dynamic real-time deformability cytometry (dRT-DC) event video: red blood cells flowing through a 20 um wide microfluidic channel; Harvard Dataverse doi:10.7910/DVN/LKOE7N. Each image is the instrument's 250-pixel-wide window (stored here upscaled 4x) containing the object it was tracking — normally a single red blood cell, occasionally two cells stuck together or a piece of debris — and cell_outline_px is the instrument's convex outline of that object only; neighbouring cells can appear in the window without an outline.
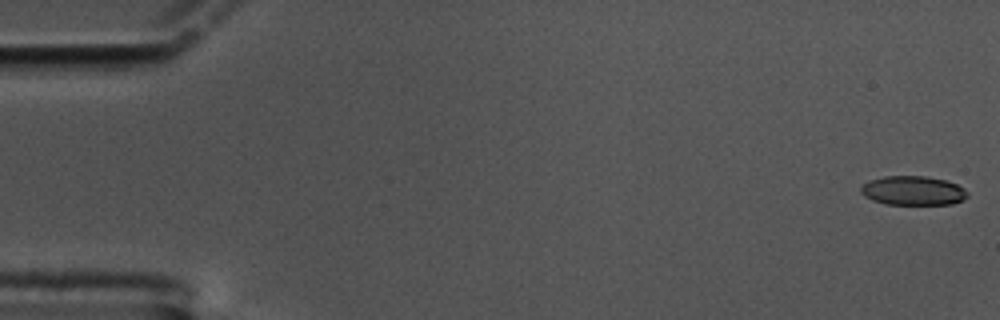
{"species": "common noctule bat (a hibernating species)", "species_latin": "Nyctalus noctula", "temperature_condition": "cold", "stored_images_in_passage": 60, "camera_frame_rate_fps": 3000, "um_per_image_px": 0.085, "animal": {"sex": "male", "body_mass_g": 17.5, "forearm_length_mm": 52.3}, "frame": {"image": 1, "passage_image": 1, "time_ms": 0.0, "image_size_px": [1000, 320], "cell_outline_px": [[968, 196], [964, 200], [952, 204], [884, 204], [872, 200], [864, 196], [860, 192], [860, 188], [868, 180], [884, 176], [924, 176], [944, 180], [956, 184], [964, 188], [968, 192]], "centroid_in_image_um": [77.6, 16.21], "position_along_channel_um": 7.4, "area_um2": 18.21}}
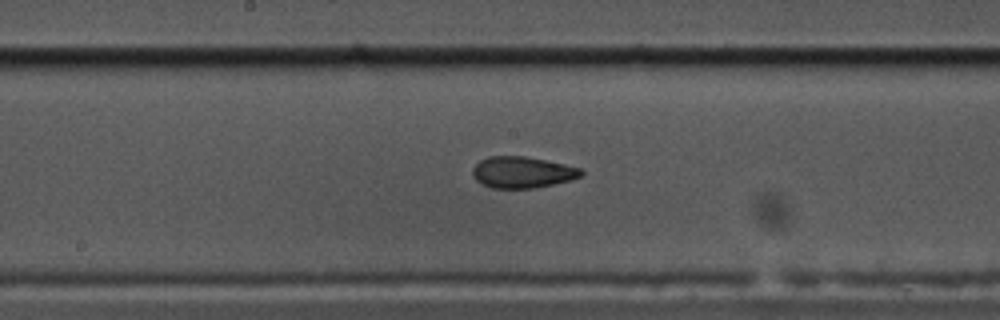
{"frame": {"image": 2, "passage_image": 31, "time_ms": 10.0, "image_size_px": [1000, 320], "cell_outline_px": [[584, 172], [580, 176], [572, 180], [536, 188], [492, 188], [476, 180], [472, 176], [472, 168], [480, 160], [488, 156], [524, 156], [564, 164], [580, 168]], "centroid_in_image_um": [44.38, 14.64], "position_along_channel_um": 203.8, "area_um2": 19.83}}
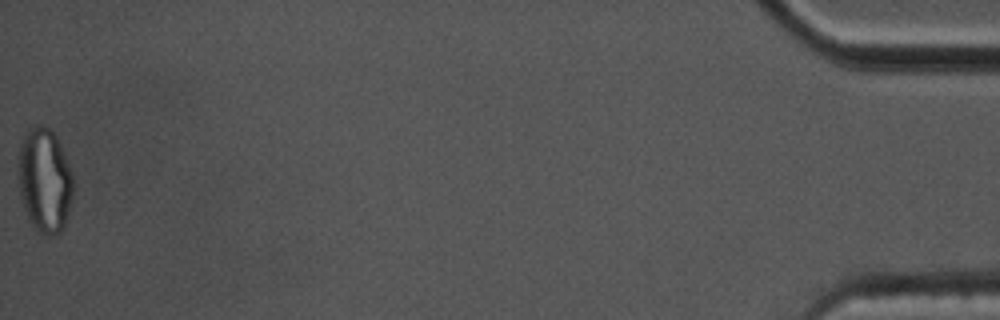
{"frame": {"image": 3, "passage_image": 60, "time_ms": 19.667, "image_size_px": [1000, 320], "cell_outline_px": [[72, 196], [64, 228], [56, 236], [44, 236], [36, 232], [20, 200], [16, 176], [20, 144], [28, 128], [36, 124], [40, 124], [48, 128], [56, 136], [64, 152], [72, 172]], "centroid_in_image_um": [3.76, 15.35], "position_along_channel_um": 431.4, "area_um2": 34.1}, "authors_computed_cell_mechanics": {"area_um2": 20.0566, "velocity_mm_per_s": 3.3848, "shape_relaxation_time_tau1_ms": null, "shape_relaxation_time_tau2_ms": 2.8626, "deformation_change_tau1": null, "deformation_change_tau2": 0.0836}}